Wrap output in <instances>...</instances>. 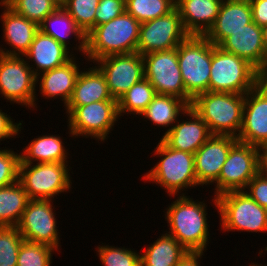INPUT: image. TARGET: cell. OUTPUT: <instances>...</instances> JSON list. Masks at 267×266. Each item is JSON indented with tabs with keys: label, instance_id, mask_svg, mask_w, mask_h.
<instances>
[{
	"label": "cell",
	"instance_id": "2",
	"mask_svg": "<svg viewBox=\"0 0 267 266\" xmlns=\"http://www.w3.org/2000/svg\"><path fill=\"white\" fill-rule=\"evenodd\" d=\"M182 193L165 210L169 233L188 251H204L209 235L207 205Z\"/></svg>",
	"mask_w": 267,
	"mask_h": 266
},
{
	"label": "cell",
	"instance_id": "4",
	"mask_svg": "<svg viewBox=\"0 0 267 266\" xmlns=\"http://www.w3.org/2000/svg\"><path fill=\"white\" fill-rule=\"evenodd\" d=\"M263 78L247 60L211 43L210 92L245 95Z\"/></svg>",
	"mask_w": 267,
	"mask_h": 266
},
{
	"label": "cell",
	"instance_id": "12",
	"mask_svg": "<svg viewBox=\"0 0 267 266\" xmlns=\"http://www.w3.org/2000/svg\"><path fill=\"white\" fill-rule=\"evenodd\" d=\"M188 36L175 7L166 15L140 23L136 52L143 56L155 51L175 49Z\"/></svg>",
	"mask_w": 267,
	"mask_h": 266
},
{
	"label": "cell",
	"instance_id": "1",
	"mask_svg": "<svg viewBox=\"0 0 267 266\" xmlns=\"http://www.w3.org/2000/svg\"><path fill=\"white\" fill-rule=\"evenodd\" d=\"M139 29L140 23L126 11L107 23L95 26L86 35L85 55L88 61L136 52Z\"/></svg>",
	"mask_w": 267,
	"mask_h": 266
},
{
	"label": "cell",
	"instance_id": "10",
	"mask_svg": "<svg viewBox=\"0 0 267 266\" xmlns=\"http://www.w3.org/2000/svg\"><path fill=\"white\" fill-rule=\"evenodd\" d=\"M23 56L0 54V95L10 103L36 106V76Z\"/></svg>",
	"mask_w": 267,
	"mask_h": 266
},
{
	"label": "cell",
	"instance_id": "25",
	"mask_svg": "<svg viewBox=\"0 0 267 266\" xmlns=\"http://www.w3.org/2000/svg\"><path fill=\"white\" fill-rule=\"evenodd\" d=\"M116 100L110 95L102 72L92 66L80 72L72 97L66 106H84L93 102Z\"/></svg>",
	"mask_w": 267,
	"mask_h": 266
},
{
	"label": "cell",
	"instance_id": "41",
	"mask_svg": "<svg viewBox=\"0 0 267 266\" xmlns=\"http://www.w3.org/2000/svg\"><path fill=\"white\" fill-rule=\"evenodd\" d=\"M13 119L0 109V141L10 139L20 134L22 123H14Z\"/></svg>",
	"mask_w": 267,
	"mask_h": 266
},
{
	"label": "cell",
	"instance_id": "37",
	"mask_svg": "<svg viewBox=\"0 0 267 266\" xmlns=\"http://www.w3.org/2000/svg\"><path fill=\"white\" fill-rule=\"evenodd\" d=\"M98 246L97 252L103 266H141L140 253L124 247Z\"/></svg>",
	"mask_w": 267,
	"mask_h": 266
},
{
	"label": "cell",
	"instance_id": "11",
	"mask_svg": "<svg viewBox=\"0 0 267 266\" xmlns=\"http://www.w3.org/2000/svg\"><path fill=\"white\" fill-rule=\"evenodd\" d=\"M259 173L258 147L237 141L230 149L218 180L215 194L246 190L250 180Z\"/></svg>",
	"mask_w": 267,
	"mask_h": 266
},
{
	"label": "cell",
	"instance_id": "47",
	"mask_svg": "<svg viewBox=\"0 0 267 266\" xmlns=\"http://www.w3.org/2000/svg\"><path fill=\"white\" fill-rule=\"evenodd\" d=\"M250 266H264V265H263L262 263H261V264H258V263H257V264L251 263ZM265 266H267V265H265Z\"/></svg>",
	"mask_w": 267,
	"mask_h": 266
},
{
	"label": "cell",
	"instance_id": "38",
	"mask_svg": "<svg viewBox=\"0 0 267 266\" xmlns=\"http://www.w3.org/2000/svg\"><path fill=\"white\" fill-rule=\"evenodd\" d=\"M20 160L12 149L0 150V188L18 181Z\"/></svg>",
	"mask_w": 267,
	"mask_h": 266
},
{
	"label": "cell",
	"instance_id": "20",
	"mask_svg": "<svg viewBox=\"0 0 267 266\" xmlns=\"http://www.w3.org/2000/svg\"><path fill=\"white\" fill-rule=\"evenodd\" d=\"M0 5L4 7L3 10L5 9L0 16L3 22V38L13 48V50L0 48V54L24 56L39 31V25L16 13L3 0H0Z\"/></svg>",
	"mask_w": 267,
	"mask_h": 266
},
{
	"label": "cell",
	"instance_id": "28",
	"mask_svg": "<svg viewBox=\"0 0 267 266\" xmlns=\"http://www.w3.org/2000/svg\"><path fill=\"white\" fill-rule=\"evenodd\" d=\"M188 251L172 235L165 233L140 255L141 266H176ZM143 254V255H142Z\"/></svg>",
	"mask_w": 267,
	"mask_h": 266
},
{
	"label": "cell",
	"instance_id": "31",
	"mask_svg": "<svg viewBox=\"0 0 267 266\" xmlns=\"http://www.w3.org/2000/svg\"><path fill=\"white\" fill-rule=\"evenodd\" d=\"M156 95L154 87L144 77L131 86L117 101L119 117L126 112L140 116Z\"/></svg>",
	"mask_w": 267,
	"mask_h": 266
},
{
	"label": "cell",
	"instance_id": "30",
	"mask_svg": "<svg viewBox=\"0 0 267 266\" xmlns=\"http://www.w3.org/2000/svg\"><path fill=\"white\" fill-rule=\"evenodd\" d=\"M29 200L19 181L0 188V227H15Z\"/></svg>",
	"mask_w": 267,
	"mask_h": 266
},
{
	"label": "cell",
	"instance_id": "14",
	"mask_svg": "<svg viewBox=\"0 0 267 266\" xmlns=\"http://www.w3.org/2000/svg\"><path fill=\"white\" fill-rule=\"evenodd\" d=\"M52 203V200L30 199L15 227L24 240L44 244L58 251L60 236Z\"/></svg>",
	"mask_w": 267,
	"mask_h": 266
},
{
	"label": "cell",
	"instance_id": "13",
	"mask_svg": "<svg viewBox=\"0 0 267 266\" xmlns=\"http://www.w3.org/2000/svg\"><path fill=\"white\" fill-rule=\"evenodd\" d=\"M144 77L157 94L171 95L186 102V90L178 63L177 48L142 56Z\"/></svg>",
	"mask_w": 267,
	"mask_h": 266
},
{
	"label": "cell",
	"instance_id": "23",
	"mask_svg": "<svg viewBox=\"0 0 267 266\" xmlns=\"http://www.w3.org/2000/svg\"><path fill=\"white\" fill-rule=\"evenodd\" d=\"M223 0H176L183 27L189 35L204 36L213 26Z\"/></svg>",
	"mask_w": 267,
	"mask_h": 266
},
{
	"label": "cell",
	"instance_id": "43",
	"mask_svg": "<svg viewBox=\"0 0 267 266\" xmlns=\"http://www.w3.org/2000/svg\"><path fill=\"white\" fill-rule=\"evenodd\" d=\"M204 255L202 251L187 252L176 266H200L199 259Z\"/></svg>",
	"mask_w": 267,
	"mask_h": 266
},
{
	"label": "cell",
	"instance_id": "3",
	"mask_svg": "<svg viewBox=\"0 0 267 266\" xmlns=\"http://www.w3.org/2000/svg\"><path fill=\"white\" fill-rule=\"evenodd\" d=\"M244 94L205 92L190 105L207 124L212 135L238 137L243 123Z\"/></svg>",
	"mask_w": 267,
	"mask_h": 266
},
{
	"label": "cell",
	"instance_id": "26",
	"mask_svg": "<svg viewBox=\"0 0 267 266\" xmlns=\"http://www.w3.org/2000/svg\"><path fill=\"white\" fill-rule=\"evenodd\" d=\"M39 30L44 34L51 36L66 48H68V45L70 44H67V42H69V40L66 41V39H68L67 36L70 37L72 34L73 36L75 35L74 38H77L79 42L78 50L79 52L82 51L81 53L85 55L86 35L63 7H58L54 12L48 15L39 24Z\"/></svg>",
	"mask_w": 267,
	"mask_h": 266
},
{
	"label": "cell",
	"instance_id": "8",
	"mask_svg": "<svg viewBox=\"0 0 267 266\" xmlns=\"http://www.w3.org/2000/svg\"><path fill=\"white\" fill-rule=\"evenodd\" d=\"M67 163H23L20 160L18 181L29 199L52 200L67 192L72 182Z\"/></svg>",
	"mask_w": 267,
	"mask_h": 266
},
{
	"label": "cell",
	"instance_id": "40",
	"mask_svg": "<svg viewBox=\"0 0 267 266\" xmlns=\"http://www.w3.org/2000/svg\"><path fill=\"white\" fill-rule=\"evenodd\" d=\"M244 190L261 207L267 209V175L258 173L247 184Z\"/></svg>",
	"mask_w": 267,
	"mask_h": 266
},
{
	"label": "cell",
	"instance_id": "27",
	"mask_svg": "<svg viewBox=\"0 0 267 266\" xmlns=\"http://www.w3.org/2000/svg\"><path fill=\"white\" fill-rule=\"evenodd\" d=\"M60 136L42 135L33 139L20 153L23 163H68V152ZM67 154V155H66Z\"/></svg>",
	"mask_w": 267,
	"mask_h": 266
},
{
	"label": "cell",
	"instance_id": "17",
	"mask_svg": "<svg viewBox=\"0 0 267 266\" xmlns=\"http://www.w3.org/2000/svg\"><path fill=\"white\" fill-rule=\"evenodd\" d=\"M237 138L230 135H212L195 153L197 183L201 186L215 183Z\"/></svg>",
	"mask_w": 267,
	"mask_h": 266
},
{
	"label": "cell",
	"instance_id": "46",
	"mask_svg": "<svg viewBox=\"0 0 267 266\" xmlns=\"http://www.w3.org/2000/svg\"><path fill=\"white\" fill-rule=\"evenodd\" d=\"M54 3H56L59 7H63L67 0H52Z\"/></svg>",
	"mask_w": 267,
	"mask_h": 266
},
{
	"label": "cell",
	"instance_id": "18",
	"mask_svg": "<svg viewBox=\"0 0 267 266\" xmlns=\"http://www.w3.org/2000/svg\"><path fill=\"white\" fill-rule=\"evenodd\" d=\"M219 47L247 60L263 76L267 74V54L263 44L262 27L255 22L232 32Z\"/></svg>",
	"mask_w": 267,
	"mask_h": 266
},
{
	"label": "cell",
	"instance_id": "9",
	"mask_svg": "<svg viewBox=\"0 0 267 266\" xmlns=\"http://www.w3.org/2000/svg\"><path fill=\"white\" fill-rule=\"evenodd\" d=\"M71 137H93L101 142L108 138L119 119L117 100L93 102L84 106H66Z\"/></svg>",
	"mask_w": 267,
	"mask_h": 266
},
{
	"label": "cell",
	"instance_id": "39",
	"mask_svg": "<svg viewBox=\"0 0 267 266\" xmlns=\"http://www.w3.org/2000/svg\"><path fill=\"white\" fill-rule=\"evenodd\" d=\"M125 11V0H99L95 13V26L107 23Z\"/></svg>",
	"mask_w": 267,
	"mask_h": 266
},
{
	"label": "cell",
	"instance_id": "45",
	"mask_svg": "<svg viewBox=\"0 0 267 266\" xmlns=\"http://www.w3.org/2000/svg\"><path fill=\"white\" fill-rule=\"evenodd\" d=\"M262 37H263V44L265 47V52L267 54V25L262 27Z\"/></svg>",
	"mask_w": 267,
	"mask_h": 266
},
{
	"label": "cell",
	"instance_id": "33",
	"mask_svg": "<svg viewBox=\"0 0 267 266\" xmlns=\"http://www.w3.org/2000/svg\"><path fill=\"white\" fill-rule=\"evenodd\" d=\"M11 9L38 25L59 6L52 0H3Z\"/></svg>",
	"mask_w": 267,
	"mask_h": 266
},
{
	"label": "cell",
	"instance_id": "19",
	"mask_svg": "<svg viewBox=\"0 0 267 266\" xmlns=\"http://www.w3.org/2000/svg\"><path fill=\"white\" fill-rule=\"evenodd\" d=\"M189 116L187 121L183 119V122L179 120L172 128H169L162 140L170 147L179 151H186L194 154L211 136L207 124L201 119V117L194 111L192 107H189L183 116Z\"/></svg>",
	"mask_w": 267,
	"mask_h": 266
},
{
	"label": "cell",
	"instance_id": "29",
	"mask_svg": "<svg viewBox=\"0 0 267 266\" xmlns=\"http://www.w3.org/2000/svg\"><path fill=\"white\" fill-rule=\"evenodd\" d=\"M190 106L183 100L171 95L157 94L145 110L140 114L153 124L172 128L182 114Z\"/></svg>",
	"mask_w": 267,
	"mask_h": 266
},
{
	"label": "cell",
	"instance_id": "7",
	"mask_svg": "<svg viewBox=\"0 0 267 266\" xmlns=\"http://www.w3.org/2000/svg\"><path fill=\"white\" fill-rule=\"evenodd\" d=\"M224 231H267V209L261 207L244 190L229 191L214 196Z\"/></svg>",
	"mask_w": 267,
	"mask_h": 266
},
{
	"label": "cell",
	"instance_id": "21",
	"mask_svg": "<svg viewBox=\"0 0 267 266\" xmlns=\"http://www.w3.org/2000/svg\"><path fill=\"white\" fill-rule=\"evenodd\" d=\"M253 22L249 0H223L213 26L204 35L215 46H219L234 31Z\"/></svg>",
	"mask_w": 267,
	"mask_h": 266
},
{
	"label": "cell",
	"instance_id": "32",
	"mask_svg": "<svg viewBox=\"0 0 267 266\" xmlns=\"http://www.w3.org/2000/svg\"><path fill=\"white\" fill-rule=\"evenodd\" d=\"M175 6L176 0H125L126 12L139 23L166 15Z\"/></svg>",
	"mask_w": 267,
	"mask_h": 266
},
{
	"label": "cell",
	"instance_id": "15",
	"mask_svg": "<svg viewBox=\"0 0 267 266\" xmlns=\"http://www.w3.org/2000/svg\"><path fill=\"white\" fill-rule=\"evenodd\" d=\"M94 63L104 75L110 95L117 101L131 86L144 78V60L137 52L110 55Z\"/></svg>",
	"mask_w": 267,
	"mask_h": 266
},
{
	"label": "cell",
	"instance_id": "42",
	"mask_svg": "<svg viewBox=\"0 0 267 266\" xmlns=\"http://www.w3.org/2000/svg\"><path fill=\"white\" fill-rule=\"evenodd\" d=\"M253 22L258 26L263 27L267 25V0H249Z\"/></svg>",
	"mask_w": 267,
	"mask_h": 266
},
{
	"label": "cell",
	"instance_id": "36",
	"mask_svg": "<svg viewBox=\"0 0 267 266\" xmlns=\"http://www.w3.org/2000/svg\"><path fill=\"white\" fill-rule=\"evenodd\" d=\"M23 240L16 227H0V266H17Z\"/></svg>",
	"mask_w": 267,
	"mask_h": 266
},
{
	"label": "cell",
	"instance_id": "34",
	"mask_svg": "<svg viewBox=\"0 0 267 266\" xmlns=\"http://www.w3.org/2000/svg\"><path fill=\"white\" fill-rule=\"evenodd\" d=\"M99 0H67L63 8L87 35L95 27V13Z\"/></svg>",
	"mask_w": 267,
	"mask_h": 266
},
{
	"label": "cell",
	"instance_id": "5",
	"mask_svg": "<svg viewBox=\"0 0 267 266\" xmlns=\"http://www.w3.org/2000/svg\"><path fill=\"white\" fill-rule=\"evenodd\" d=\"M155 155L161 157L159 163H156L152 169H150L143 177V181L149 180L159 184L160 187L167 190L168 195L172 197L178 195L184 189L190 187H198L194 154L179 151L170 148L161 138L155 148ZM198 185V186H197Z\"/></svg>",
	"mask_w": 267,
	"mask_h": 266
},
{
	"label": "cell",
	"instance_id": "16",
	"mask_svg": "<svg viewBox=\"0 0 267 266\" xmlns=\"http://www.w3.org/2000/svg\"><path fill=\"white\" fill-rule=\"evenodd\" d=\"M237 140L259 147L267 142V80L245 94L243 123Z\"/></svg>",
	"mask_w": 267,
	"mask_h": 266
},
{
	"label": "cell",
	"instance_id": "35",
	"mask_svg": "<svg viewBox=\"0 0 267 266\" xmlns=\"http://www.w3.org/2000/svg\"><path fill=\"white\" fill-rule=\"evenodd\" d=\"M56 249L27 240H23L18 253L17 266H50Z\"/></svg>",
	"mask_w": 267,
	"mask_h": 266
},
{
	"label": "cell",
	"instance_id": "24",
	"mask_svg": "<svg viewBox=\"0 0 267 266\" xmlns=\"http://www.w3.org/2000/svg\"><path fill=\"white\" fill-rule=\"evenodd\" d=\"M75 58L73 57L64 65L43 72L40 77H36V83L40 78L39 90L43 97L45 96L46 99H57L59 97L66 107L72 97L77 78L81 72Z\"/></svg>",
	"mask_w": 267,
	"mask_h": 266
},
{
	"label": "cell",
	"instance_id": "6",
	"mask_svg": "<svg viewBox=\"0 0 267 266\" xmlns=\"http://www.w3.org/2000/svg\"><path fill=\"white\" fill-rule=\"evenodd\" d=\"M179 68L186 90V103L209 91L211 42L205 36L189 35L177 47Z\"/></svg>",
	"mask_w": 267,
	"mask_h": 266
},
{
	"label": "cell",
	"instance_id": "44",
	"mask_svg": "<svg viewBox=\"0 0 267 266\" xmlns=\"http://www.w3.org/2000/svg\"><path fill=\"white\" fill-rule=\"evenodd\" d=\"M259 152V173L267 175V142L258 147Z\"/></svg>",
	"mask_w": 267,
	"mask_h": 266
},
{
	"label": "cell",
	"instance_id": "22",
	"mask_svg": "<svg viewBox=\"0 0 267 266\" xmlns=\"http://www.w3.org/2000/svg\"><path fill=\"white\" fill-rule=\"evenodd\" d=\"M24 57L26 60L35 62L36 68L32 67L34 65L30 67L37 77L43 72L64 65L74 56L70 54L69 48L39 30Z\"/></svg>",
	"mask_w": 267,
	"mask_h": 266
}]
</instances>
